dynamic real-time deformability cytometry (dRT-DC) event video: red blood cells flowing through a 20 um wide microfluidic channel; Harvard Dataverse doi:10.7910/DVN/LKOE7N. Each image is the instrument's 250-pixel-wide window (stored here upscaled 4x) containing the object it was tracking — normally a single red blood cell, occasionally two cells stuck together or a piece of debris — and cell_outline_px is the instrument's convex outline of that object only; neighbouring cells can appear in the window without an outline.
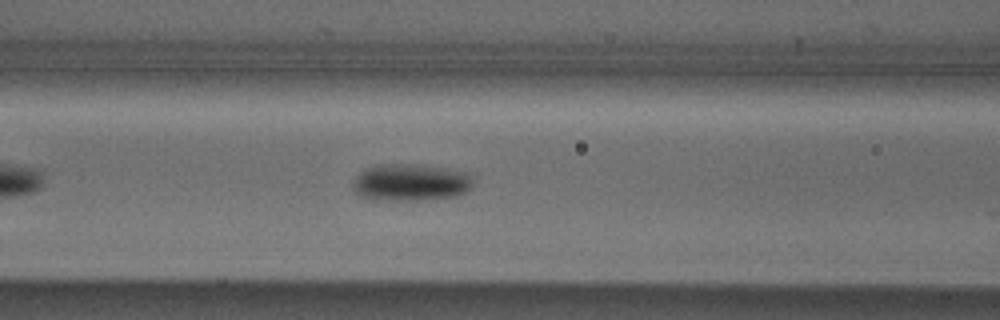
{"species": "Egyptian fruit bat (a non-hibernating species)", "species_latin": "Rousettus aegyptiacus", "temperature_condition": "cold", "stored_images_in_passage": 42, "camera_frame_rate_fps": 3000, "um_per_image_px": 0.085, "animal": {"sex": "male"}, "frame": {"image": 1, "passage_image": 10, "time_ms": 3.0, "image_size_px": [1000, 320], "cell_outline_px": [[472, 184], [468, 192], [456, 196], [416, 200], [372, 200], [360, 196], [352, 188], [352, 184], [356, 176], [360, 172], [368, 168], [380, 164], [416, 164], [444, 168], [464, 172], [472, 176]], "centroid_in_image_um": [34.88, 15.51], "position_along_channel_um": 131.7, "area_um2": 26.01}}
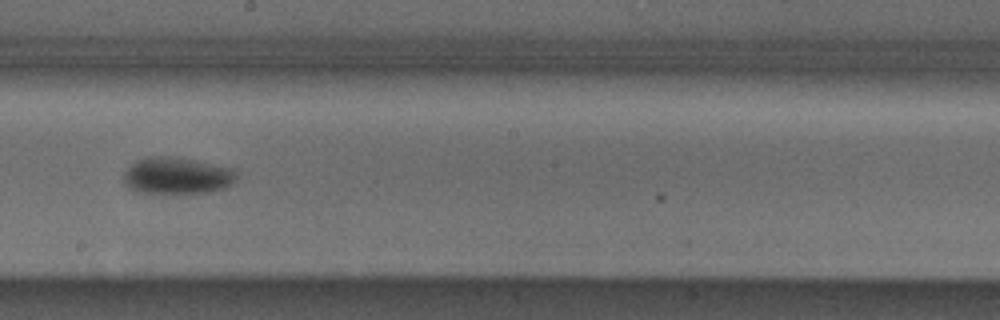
{"frame": {"image": 2, "passage_image": 18, "time_ms": 5.667, "image_size_px": [1000, 320], "cell_outline_px": [[236, 180], [224, 188], [208, 192], [136, 192], [128, 188], [124, 184], [124, 172], [132, 164], [148, 156], [168, 156], [196, 160], [236, 168]], "centroid_in_image_um": [15.06, 14.92], "position_along_channel_um": 233.1, "area_um2": 24.04}}
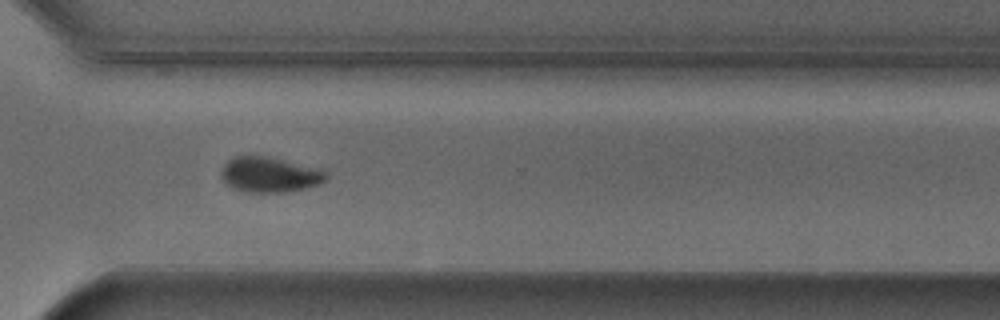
{"frame": {"image": 3, "passage_image": 27, "time_ms": 8.667, "image_size_px": [1000, 320], "cell_outline_px": [[328, 176], [320, 184], [308, 188], [284, 192], [244, 192], [232, 188], [220, 176], [220, 172], [224, 164], [228, 160], [236, 156], [264, 156], [320, 168], [328, 172]], "centroid_in_image_um": [22.93, 14.85], "position_along_channel_um": 347.7, "area_um2": 21.62}, "authors_computed_cell_mechanics": {"area_um2": 23.0333, "velocity_mm_per_s": 3.8187, "shape_relaxation_time_tau1_ms": 2.9765, "shape_relaxation_time_tau2_ms": null, "deformation_change_tau1": 0.0925, "deformation_change_tau2": null}}